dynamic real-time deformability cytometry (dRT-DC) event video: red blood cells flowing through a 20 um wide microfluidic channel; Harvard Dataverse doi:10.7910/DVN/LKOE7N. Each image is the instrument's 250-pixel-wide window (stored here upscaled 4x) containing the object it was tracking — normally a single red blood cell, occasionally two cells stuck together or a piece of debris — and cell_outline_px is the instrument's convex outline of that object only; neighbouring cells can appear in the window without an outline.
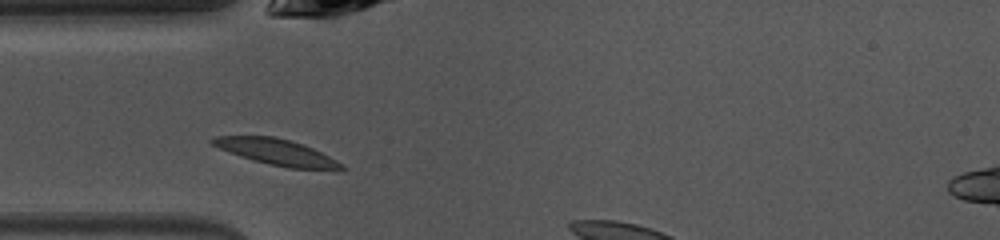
{"species": "common noctule bat (a hibernating species)", "species_latin": "Nyctalus noctula", "temperature_condition": "warm", "stored_images_in_passage": 4, "camera_frame_rate_fps": 3000, "um_per_image_px": 0.085, "animal": {"sex": "female", "body_mass_g": 10.0, "forearm_length_mm": 53.1}, "frame": {"image": 1, "passage_image": 1, "time_ms": 0.0, "image_size_px": [1000, 240], "cell_outline_px": [[348, 168], [288, 168], [268, 164], [220, 148], [212, 144], [208, 140], [216, 136], [272, 136], [288, 140], [312, 148], [344, 164]], "centroid_in_image_um": [23.48, 12.9], "position_along_channel_um": 61.5, "area_um2": 18.67}}